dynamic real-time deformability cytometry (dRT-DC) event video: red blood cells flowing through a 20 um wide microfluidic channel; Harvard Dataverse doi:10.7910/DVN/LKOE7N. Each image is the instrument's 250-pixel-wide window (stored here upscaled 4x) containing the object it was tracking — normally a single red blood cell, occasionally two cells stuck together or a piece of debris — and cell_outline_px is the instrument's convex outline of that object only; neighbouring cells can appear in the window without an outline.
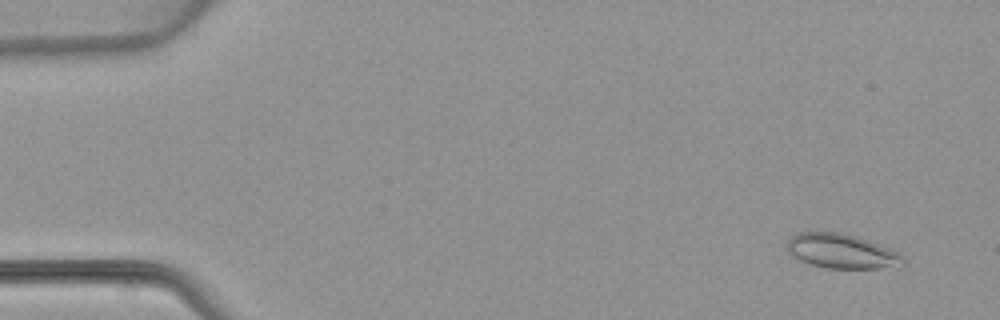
{"species": "common noctule bat (a hibernating species)", "species_latin": "Nyctalus noctula", "temperature_condition": "warm", "stored_images_in_passage": 4, "camera_frame_rate_fps": 3000, "um_per_image_px": 0.085, "animal": {"sex": "female", "body_mass_g": 22.7, "forearm_length_mm": 54.2}, "frame": {"image": 1, "passage_image": 1, "time_ms": 0.0, "image_size_px": [1000, 320], "cell_outline_px": [[904, 264], [880, 268], [824, 268], [808, 264], [792, 256], [788, 252], [788, 240], [796, 232], [840, 232], [856, 236], [868, 240], [888, 248], [904, 256]], "centroid_in_image_um": [71.49, 21.35], "position_along_channel_um": 13.5, "area_um2": 23.24}}